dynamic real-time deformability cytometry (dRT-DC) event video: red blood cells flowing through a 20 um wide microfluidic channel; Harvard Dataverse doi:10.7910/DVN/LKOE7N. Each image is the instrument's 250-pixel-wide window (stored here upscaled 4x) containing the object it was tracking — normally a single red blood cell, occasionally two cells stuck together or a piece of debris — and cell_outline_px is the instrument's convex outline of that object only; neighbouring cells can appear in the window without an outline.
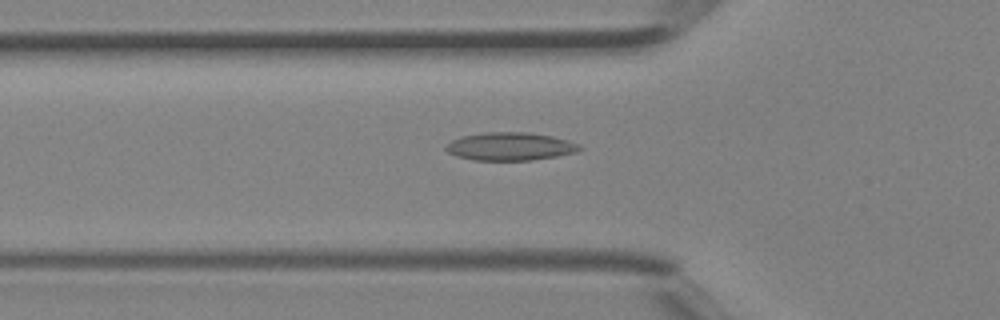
{"species": "Egyptian fruit bat (a non-hibernating species)", "species_latin": "Rousettus aegyptiacus", "temperature_condition": "room temperature", "stored_images_in_passage": 43, "segment_of_instrument_passage": [1, 2], "camera_frame_rate_fps": 3000, "um_per_image_px": 0.085, "animal": {"sex": "female"}, "frame": {"image": 1, "passage_image": 15, "time_ms": 4.667, "image_size_px": [1000, 320], "cell_outline_px": [[584, 148], [576, 152], [556, 156], [532, 160], [472, 160], [456, 156], [448, 152], [444, 148], [452, 140], [460, 136], [488, 132], [528, 132], [552, 136], [568, 140], [580, 144]], "centroid_in_image_um": [43.38, 12.44], "position_along_channel_um": 82.4, "area_um2": 21.91}}
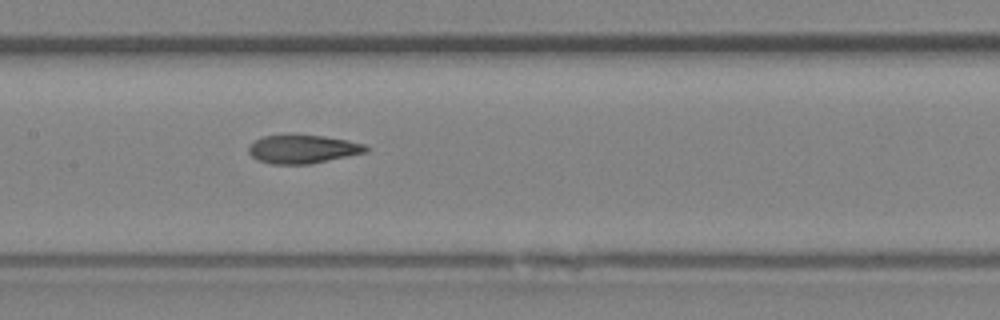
{"frame": {"image": 2, "passage_image": 21, "time_ms": 6.667, "image_size_px": [1000, 320], "cell_outline_px": [[372, 148], [368, 152], [312, 164], [272, 164], [256, 160], [248, 152], [248, 148], [256, 140], [264, 136], [292, 132], [324, 136], [348, 140], [364, 144]], "centroid_in_image_um": [25.76, 12.65], "position_along_channel_um": 181.6, "area_um2": 20.23}}
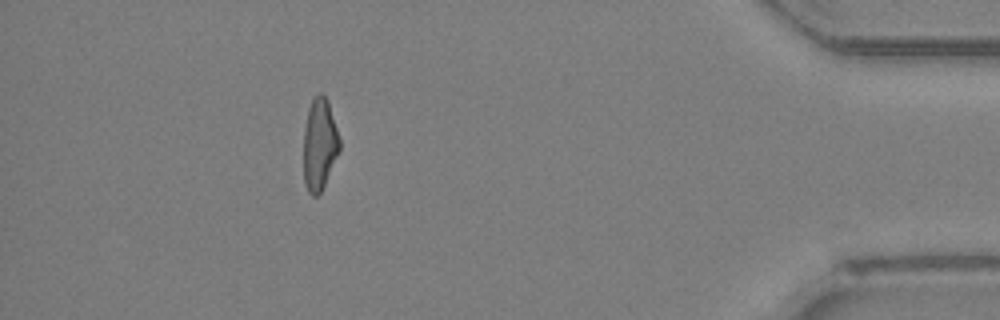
{"frame": {"image": 3, "passage_image": 38, "time_ms": 12.333, "image_size_px": [1000, 320], "cell_outline_px": [[340, 152], [320, 192], [316, 196], [312, 196], [308, 192], [304, 184], [304, 128], [308, 108], [312, 100], [320, 92], [328, 100], [340, 140]], "centroid_in_image_um": [27.16, 12.28], "position_along_channel_um": 408.0, "area_um2": 19.25}}